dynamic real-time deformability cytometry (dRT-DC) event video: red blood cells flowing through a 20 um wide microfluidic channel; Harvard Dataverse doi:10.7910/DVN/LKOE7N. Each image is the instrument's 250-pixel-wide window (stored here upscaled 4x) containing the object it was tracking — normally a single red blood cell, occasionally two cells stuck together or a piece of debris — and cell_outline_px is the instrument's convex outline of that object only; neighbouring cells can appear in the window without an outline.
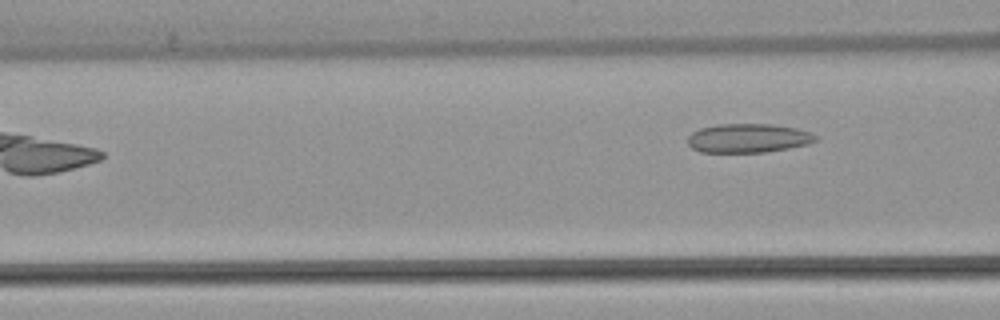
{"species": "common noctule bat (a hibernating species)", "species_latin": "Nyctalus noctula", "temperature_condition": "warm", "stored_images_in_passage": 5, "camera_frame_rate_fps": 3000, "um_per_image_px": 0.085, "animal": {"sex": "female", "body_mass_g": 22.7, "forearm_length_mm": 54.2}, "frame": {"image": 1, "passage_image": 5, "time_ms": 5.0, "image_size_px": [1000, 320], "cell_outline_px": [[820, 140], [808, 144], [788, 148], [764, 152], [700, 152], [692, 148], [688, 144], [688, 136], [692, 132], [700, 128], [716, 124], [772, 124], [796, 128], [812, 132], [820, 136]], "centroid_in_image_um": [63.64, 11.74], "position_along_channel_um": 103.0, "area_um2": 21.85}}